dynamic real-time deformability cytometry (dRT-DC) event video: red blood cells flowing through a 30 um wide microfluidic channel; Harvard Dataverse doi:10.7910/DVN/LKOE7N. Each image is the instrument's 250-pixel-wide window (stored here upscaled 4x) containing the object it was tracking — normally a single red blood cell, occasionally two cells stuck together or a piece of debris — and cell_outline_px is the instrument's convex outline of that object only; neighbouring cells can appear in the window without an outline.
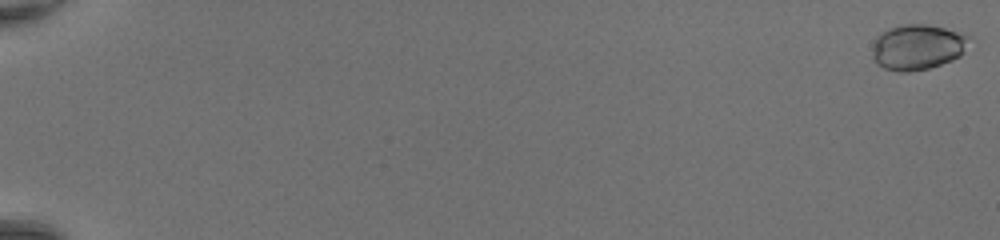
{"species": "common noctule bat (a hibernating species)", "species_latin": "Nyctalus noctula", "temperature_condition": "room temperature", "stored_images_in_passage": 51, "camera_frame_rate_fps": 3000, "um_per_image_px": 0.085, "animal": {"sex": "female", "body_mass_g": 20.0, "forearm_length_mm": 54.0}, "frame": {"image": 1, "passage_image": 1, "time_ms": 0.0, "image_size_px": [1000, 240], "cell_outline_px": [[972, 36], [964, 52], [960, 56], [952, 60], [928, 68], [908, 72], [896, 72], [884, 68], [876, 64], [872, 56], [872, 48], [876, 36], [880, 32], [888, 28], [900, 24], [928, 24], [944, 28]], "centroid_in_image_um": [77.97, 3.99], "position_along_channel_um": 7.0, "area_um2": 26.01}}
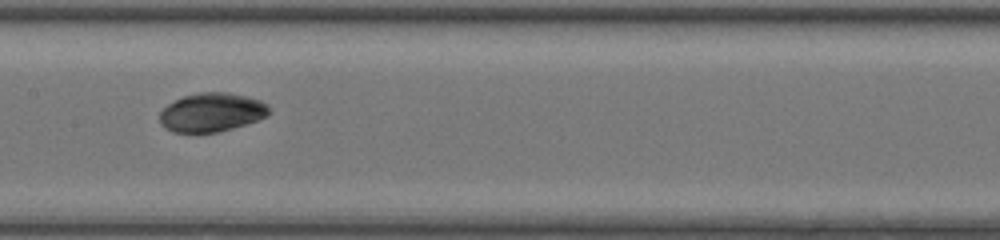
{"frame": {"image": 2, "passage_image": 29, "time_ms": 9.333, "image_size_px": [1000, 240], "cell_outline_px": [[268, 116], [232, 128], [216, 132], [172, 132], [164, 128], [160, 124], [160, 112], [168, 104], [184, 96], [200, 92], [228, 92], [260, 100], [268, 104]], "centroid_in_image_um": [17.97, 9.55], "position_along_channel_um": 189.4, "area_um2": 24.51}}
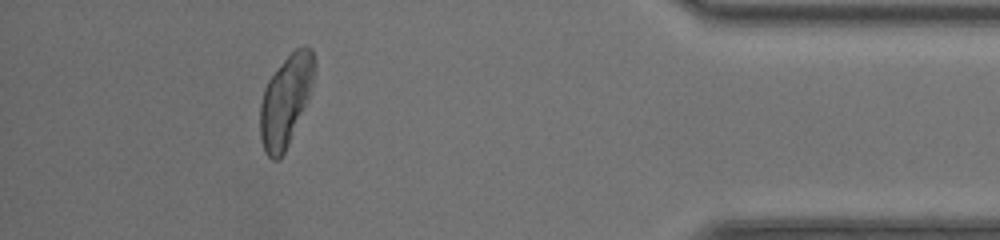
{"frame": {"image": 3, "passage_image": 47, "time_ms": 15.333, "image_size_px": [1000, 240], "cell_outline_px": [[316, 68], [308, 100], [288, 144], [280, 160], [272, 160], [264, 152], [260, 136], [260, 104], [264, 88], [268, 80], [284, 60], [296, 48], [304, 44], [312, 48], [316, 60]], "centroid_in_image_um": [24.3, 8.52], "position_along_channel_um": 410.9, "area_um2": 28.84}, "authors_computed_cell_mechanics": {"area_um2": 25.4898, "velocity_mm_per_s": 4.3381, "shape_relaxation_time_tau1_ms": 1.3531, "shape_relaxation_time_tau2_ms": null, "deformation_change_tau1": 0.0503, "deformation_change_tau2": null}}